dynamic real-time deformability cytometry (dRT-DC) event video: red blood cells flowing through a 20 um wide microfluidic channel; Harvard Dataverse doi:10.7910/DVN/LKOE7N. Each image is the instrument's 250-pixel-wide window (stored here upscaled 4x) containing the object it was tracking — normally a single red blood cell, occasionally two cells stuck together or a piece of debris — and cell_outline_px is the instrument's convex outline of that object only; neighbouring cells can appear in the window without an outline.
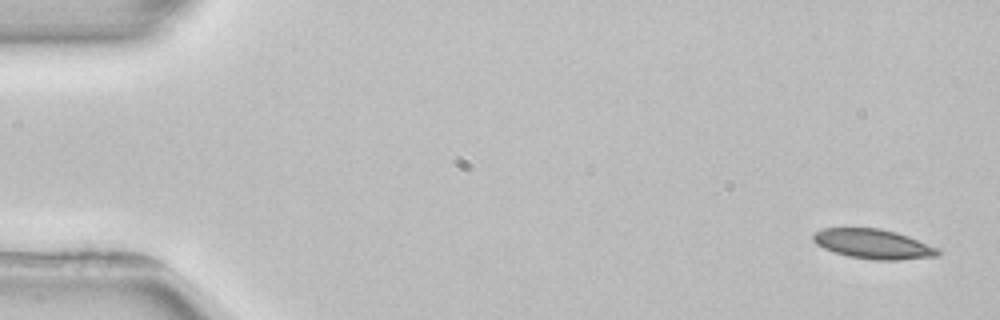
{"species": "common noctule bat (a hibernating species)", "species_latin": "Nyctalus noctula", "temperature_condition": "room temperature", "stored_images_in_passage": 5, "camera_frame_rate_fps": 3000, "um_per_image_px": 0.085, "animal": {"sex": "female", "body_mass_g": 22.7, "forearm_length_mm": 54.2}, "frame": {"image": 1, "passage_image": 1, "time_ms": 0.0, "image_size_px": [1000, 320], "cell_outline_px": [[940, 252], [936, 256], [896, 260], [872, 260], [848, 256], [824, 248], [816, 244], [812, 240], [812, 232], [824, 228], [880, 228], [896, 232], [908, 236], [940, 248]], "centroid_in_image_um": [74.21, 20.73], "position_along_channel_um": 10.8, "area_um2": 21.62}}
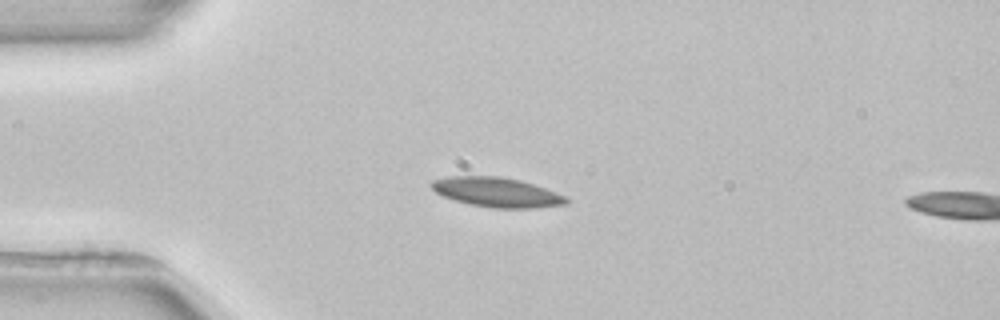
{"frame": {"image": 2, "passage_image": 4, "time_ms": 3.667, "image_size_px": [1000, 320], "cell_outline_px": [[568, 204], [536, 208], [492, 208], [468, 204], [444, 196], [436, 192], [428, 184], [432, 180], [448, 176], [500, 176], [520, 180], [556, 192], [564, 196], [568, 200]], "centroid_in_image_um": [42.2, 16.34], "position_along_channel_um": 42.8, "area_um2": 23.24}}